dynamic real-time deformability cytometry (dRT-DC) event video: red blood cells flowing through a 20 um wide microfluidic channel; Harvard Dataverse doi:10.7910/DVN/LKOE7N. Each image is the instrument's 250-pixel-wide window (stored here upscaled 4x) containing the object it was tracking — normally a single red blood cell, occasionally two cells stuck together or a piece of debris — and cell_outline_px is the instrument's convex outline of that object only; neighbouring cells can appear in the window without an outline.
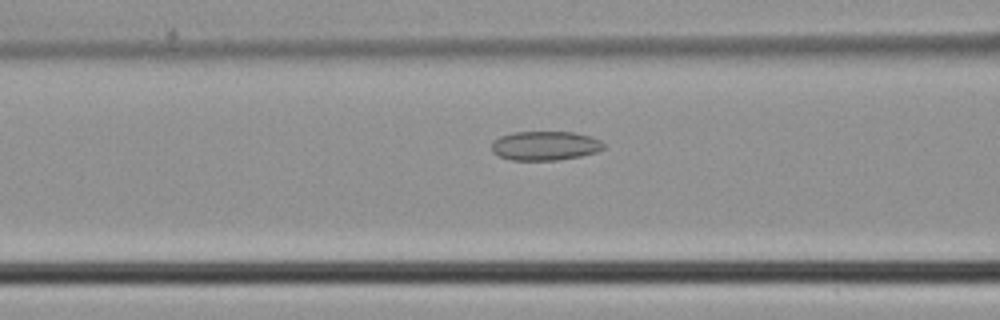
{"species": "common noctule bat (a hibernating species)", "species_latin": "Nyctalus noctula", "temperature_condition": "cold", "stored_images_in_passage": 46, "camera_frame_rate_fps": 3000, "um_per_image_px": 0.085, "animal": {"sex": "male", "body_mass_g": 21.5, "forearm_length_mm": 52.0}, "frame": {"image": 1, "passage_image": 19, "time_ms": 6.0, "image_size_px": [1000, 320], "cell_outline_px": [[604, 148], [596, 152], [580, 156], [556, 160], [512, 160], [500, 156], [492, 152], [492, 140], [500, 136], [512, 132], [576, 132], [592, 136], [600, 140], [604, 144]], "centroid_in_image_um": [46.33, 12.38], "position_along_channel_um": 120.3, "area_um2": 19.13}}
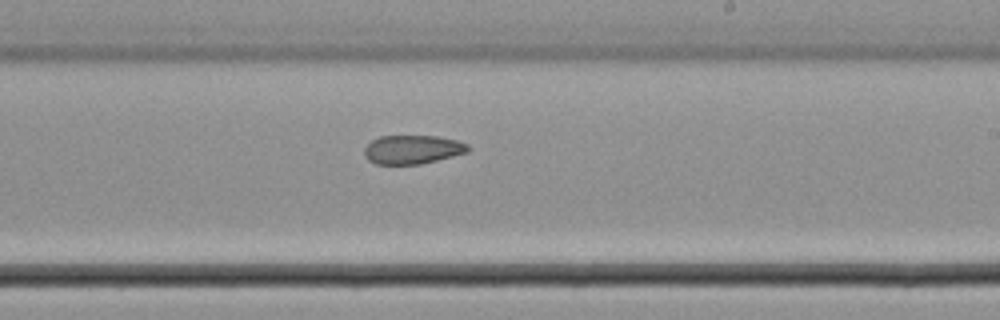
{"frame": {"image": 2, "passage_image": 28, "time_ms": 9.0, "image_size_px": [1000, 320], "cell_outline_px": [[472, 148], [468, 152], [420, 164], [376, 164], [368, 160], [364, 156], [364, 148], [372, 140], [380, 136], [436, 136], [456, 140], [468, 144]], "centroid_in_image_um": [35.06, 12.71], "position_along_channel_um": 253.9, "area_um2": 17.4}}
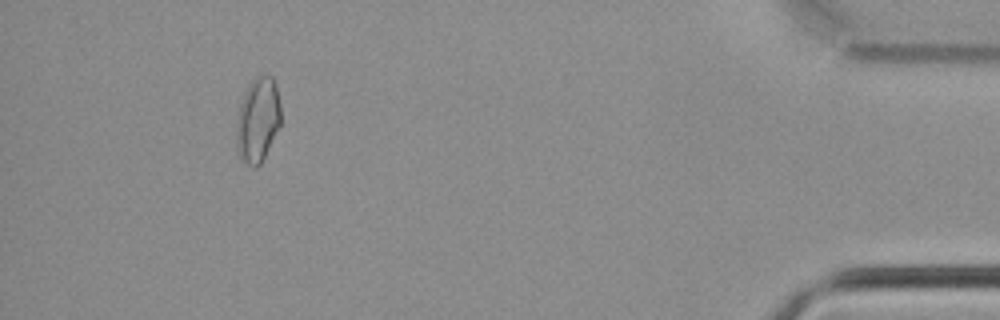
{"frame": {"image": 3, "passage_image": 43, "time_ms": 14.0, "image_size_px": [1000, 320], "cell_outline_px": [[280, 124], [260, 164], [256, 168], [240, 160], [236, 140], [236, 124], [240, 104], [244, 92], [248, 84], [256, 76], [272, 76], [276, 88], [280, 104]], "centroid_in_image_um": [21.89, 10.19], "position_along_channel_um": 413.3, "area_um2": 21.68}}